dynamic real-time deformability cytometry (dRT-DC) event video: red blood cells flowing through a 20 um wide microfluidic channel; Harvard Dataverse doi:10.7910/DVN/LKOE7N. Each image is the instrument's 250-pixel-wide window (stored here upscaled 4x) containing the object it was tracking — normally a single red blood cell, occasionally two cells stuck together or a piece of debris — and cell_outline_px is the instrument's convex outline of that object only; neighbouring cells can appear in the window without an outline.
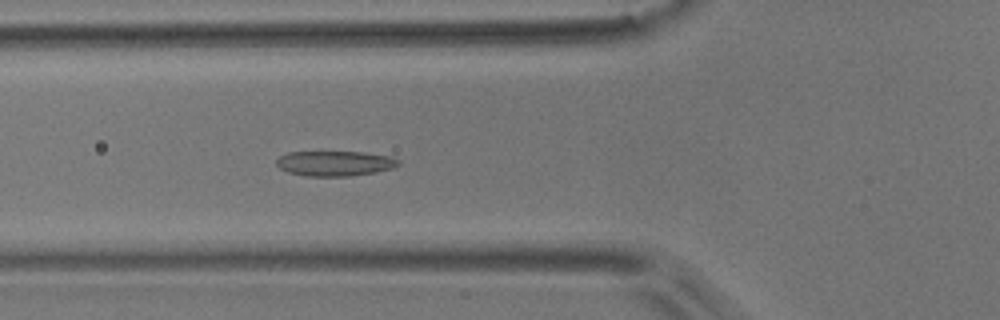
{"species": "common noctule bat (a hibernating species)", "species_latin": "Nyctalus noctula", "temperature_condition": "room temperature", "stored_images_in_passage": 29, "camera_frame_rate_fps": 3000, "um_per_image_px": 0.085, "animal": {"sex": "male", "body_mass_g": 17.9}, "frame": {"image": 1, "passage_image": 19, "time_ms": 6.0, "image_size_px": [1000, 320], "cell_outline_px": [[400, 164], [392, 168], [376, 172], [352, 176], [304, 176], [288, 172], [280, 168], [276, 164], [276, 160], [280, 156], [288, 152], [364, 152], [392, 156], [400, 160]], "centroid_in_image_um": [28.49, 13.89], "position_along_channel_um": 97.3, "area_um2": 17.98}}
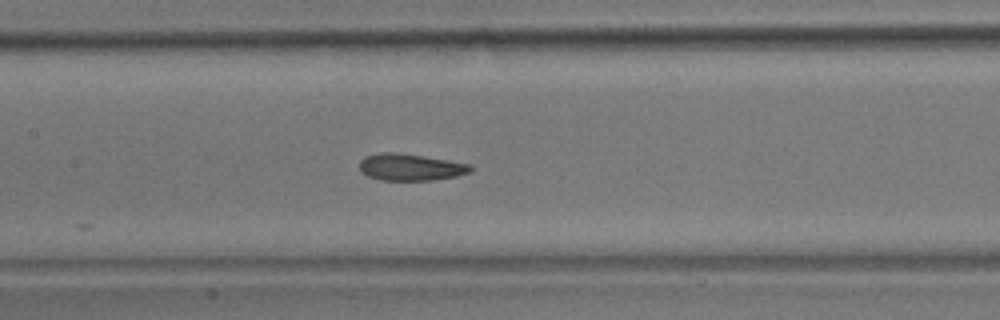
{"frame": {"image": 2, "passage_image": 25, "time_ms": 8.0, "image_size_px": [1000, 320], "cell_outline_px": [[472, 172], [456, 176], [432, 180], [380, 180], [368, 176], [360, 172], [360, 160], [364, 156], [380, 152], [396, 152], [424, 156], [472, 164]], "centroid_in_image_um": [34.88, 14.2], "position_along_channel_um": 172.5, "area_um2": 17.51}}
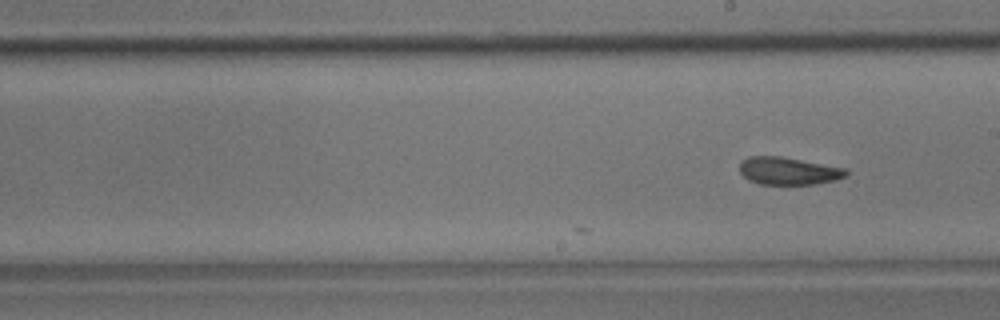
{"frame": {"image": 3, "passage_image": 29, "time_ms": 9.333, "image_size_px": [1000, 320], "cell_outline_px": [[848, 176], [836, 180], [812, 184], [760, 184], [748, 180], [740, 172], [740, 164], [748, 156], [780, 156], [848, 168]], "centroid_in_image_um": [67.06, 14.53], "position_along_channel_um": 221.9, "area_um2": 17.17}}